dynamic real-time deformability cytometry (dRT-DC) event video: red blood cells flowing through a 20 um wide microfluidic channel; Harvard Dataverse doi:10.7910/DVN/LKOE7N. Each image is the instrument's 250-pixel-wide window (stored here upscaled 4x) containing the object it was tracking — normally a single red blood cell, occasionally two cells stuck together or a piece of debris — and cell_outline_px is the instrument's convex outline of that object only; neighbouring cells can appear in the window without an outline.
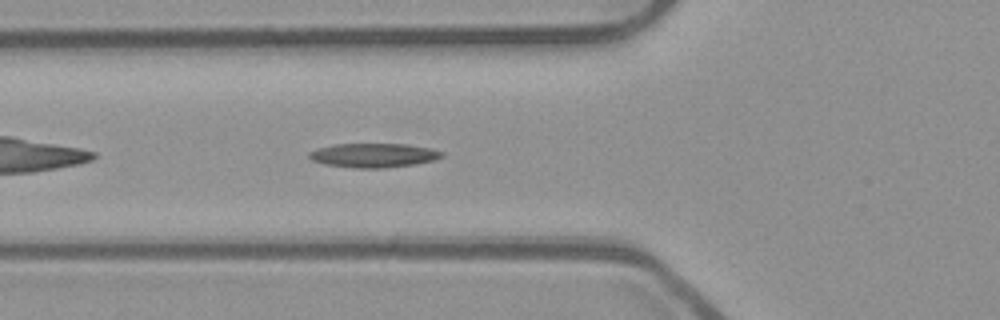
{"species": "common noctule bat (a hibernating species)", "species_latin": "Nyctalus noctula", "temperature_condition": "room temperature", "stored_images_in_passage": 40, "camera_frame_rate_fps": 3000, "um_per_image_px": 0.085, "animal": {"sex": "male", "body_mass_g": 23.1, "forearm_length_mm": 52.7}, "frame": {"image": 1, "passage_image": 5, "time_ms": 1.333, "image_size_px": [1000, 320], "cell_outline_px": [[444, 156], [436, 160], [416, 164], [384, 168], [356, 168], [324, 164], [312, 160], [308, 156], [308, 152], [320, 148], [336, 144], [408, 144], [432, 148], [444, 152]], "centroid_in_image_um": [31.82, 13.2], "position_along_channel_um": 94.0, "area_um2": 18.79}}
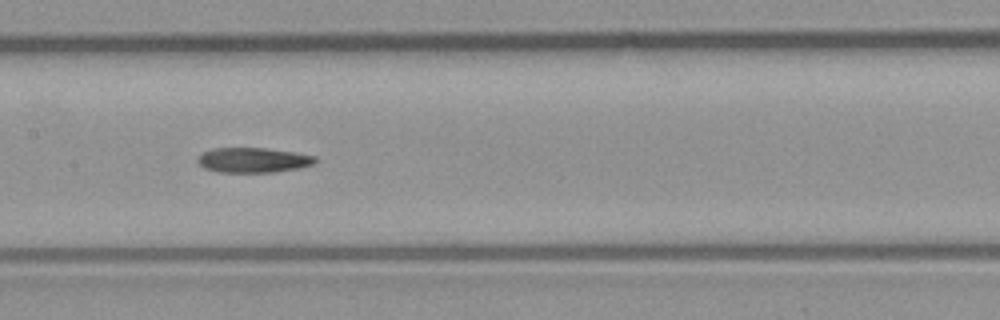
{"frame": {"image": 2, "passage_image": 12, "time_ms": 3.667, "image_size_px": [1000, 320], "cell_outline_px": [[320, 160], [316, 164], [300, 168], [276, 172], [220, 172], [204, 168], [196, 160], [204, 152], [212, 148], [264, 148], [292, 152], [316, 156]], "centroid_in_image_um": [21.59, 13.61], "position_along_channel_um": 185.8, "area_um2": 17.17}}
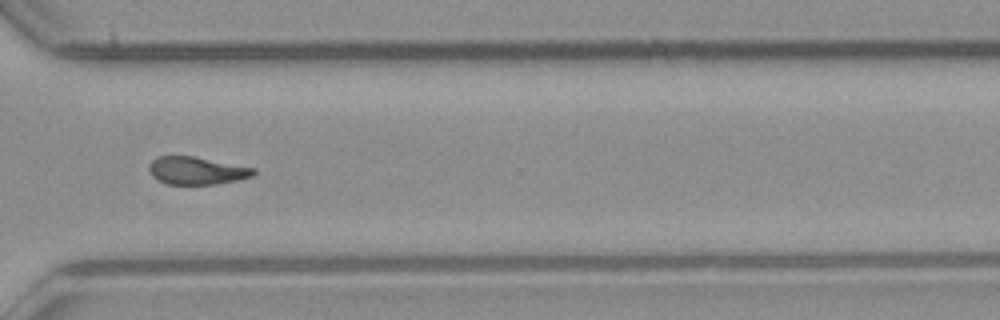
{"frame": {"image": 3, "passage_image": 25, "time_ms": 8.0, "image_size_px": [1000, 320], "cell_outline_px": [[256, 172], [252, 176], [240, 180], [216, 184], [168, 184], [156, 180], [148, 172], [148, 164], [156, 156], [192, 156], [256, 168]], "centroid_in_image_um": [16.69, 14.51], "position_along_channel_um": 353.9, "area_um2": 17.05}}